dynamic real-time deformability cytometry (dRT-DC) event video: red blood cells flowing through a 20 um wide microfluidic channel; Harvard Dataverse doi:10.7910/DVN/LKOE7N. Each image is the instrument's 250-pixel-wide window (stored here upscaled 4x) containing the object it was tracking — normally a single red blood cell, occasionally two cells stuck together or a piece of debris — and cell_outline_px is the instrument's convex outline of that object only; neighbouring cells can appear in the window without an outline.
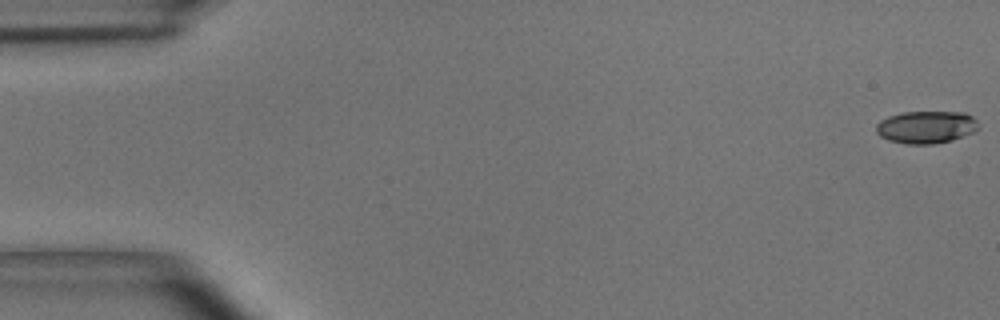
{"species": "common noctule bat (a hibernating species)", "species_latin": "Nyctalus noctula", "temperature_condition": "room temperature", "stored_images_in_passage": 55, "camera_frame_rate_fps": 3000, "um_per_image_px": 0.085, "animal": {"sex": "male", "body_mass_g": 15.6}, "frame": {"image": 1, "passage_image": 1, "time_ms": 0.0, "image_size_px": [1000, 320], "cell_outline_px": [[976, 128], [972, 132], [952, 140], [936, 144], [908, 144], [888, 140], [880, 136], [876, 132], [876, 124], [880, 120], [888, 116], [900, 112], [964, 112], [972, 116], [976, 120]], "centroid_in_image_um": [78.67, 10.8], "position_along_channel_um": 6.3, "area_um2": 19.31}}
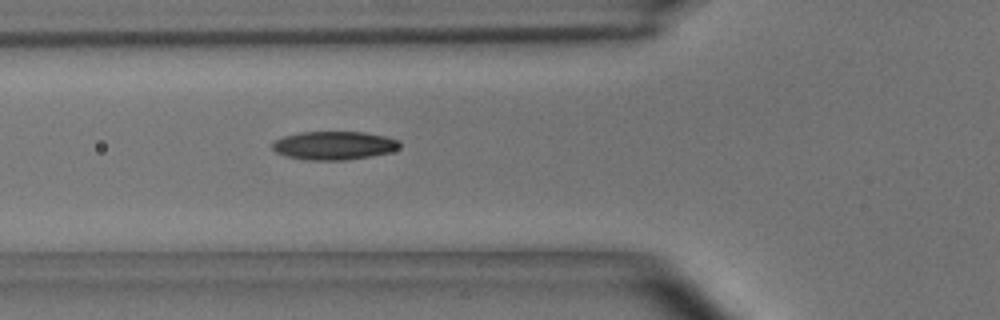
{"frame": {"image": 2, "passage_image": 20, "time_ms": 6.333, "image_size_px": [1000, 320], "cell_outline_px": [[400, 148], [392, 152], [372, 156], [348, 160], [304, 160], [284, 156], [276, 152], [272, 148], [272, 144], [276, 140], [284, 136], [300, 132], [364, 132], [384, 136], [400, 140]], "centroid_in_image_um": [28.41, 12.38], "position_along_channel_um": 97.4, "area_um2": 21.33}}
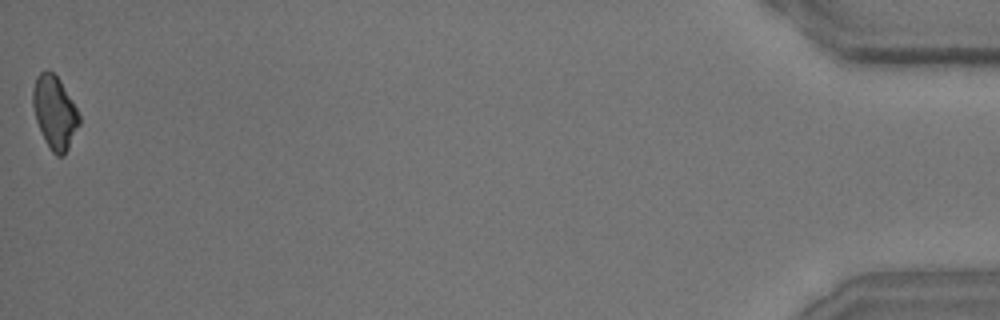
{"frame": {"image": 3, "passage_image": 55, "time_ms": 18.0, "image_size_px": [1000, 320], "cell_outline_px": [[80, 124], [64, 156], [56, 156], [52, 152], [44, 140], [36, 120], [32, 104], [32, 88], [36, 76], [40, 72], [48, 68], [60, 80], [76, 108], [80, 116]], "centroid_in_image_um": [4.63, 9.54], "position_along_channel_um": 430.6, "area_um2": 19.77}, "authors_computed_cell_mechanics": {"area_um2": 20.2878, "velocity_mm_per_s": 3.6604, "shape_relaxation_time_tau1_ms": 3.8099, "shape_relaxation_time_tau2_ms": 5.2129, "deformation_change_tau1": 0.1324, "deformation_change_tau2": 0.1255}}